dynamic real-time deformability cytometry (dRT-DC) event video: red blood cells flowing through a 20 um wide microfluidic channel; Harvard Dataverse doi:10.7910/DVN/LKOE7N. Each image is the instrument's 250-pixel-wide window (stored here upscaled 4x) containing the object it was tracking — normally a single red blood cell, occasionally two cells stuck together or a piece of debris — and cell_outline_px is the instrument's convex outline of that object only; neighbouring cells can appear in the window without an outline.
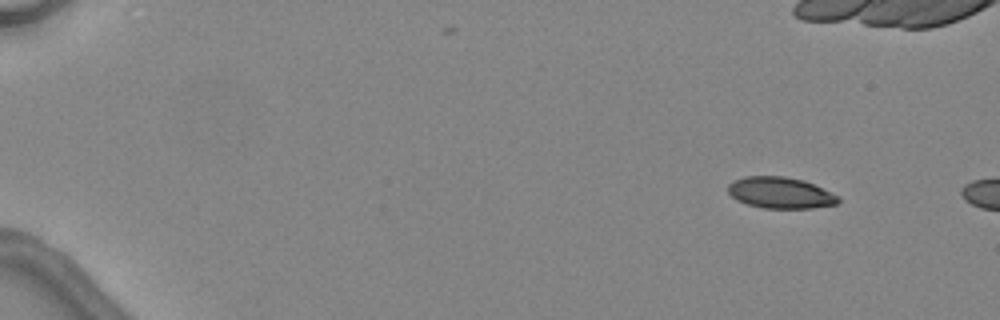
{"species": "common noctule bat (a hibernating species)", "species_latin": "Nyctalus noctula", "temperature_condition": "warm", "stored_images_in_passage": 2, "camera_frame_rate_fps": 3000, "um_per_image_px": 0.085, "animal": {"sex": "female", "body_mass_g": 24.6, "forearm_length_mm": 56.2}, "frame": {"image": 1, "passage_image": 1, "time_ms": 0.0, "image_size_px": [1000, 320], "cell_outline_px": [[840, 200], [836, 204], [812, 208], [764, 208], [748, 204], [736, 200], [728, 192], [728, 184], [744, 176], [784, 176], [804, 180], [840, 196]], "centroid_in_image_um": [66.34, 16.38], "position_along_channel_um": 18.7, "area_um2": 20.06}}